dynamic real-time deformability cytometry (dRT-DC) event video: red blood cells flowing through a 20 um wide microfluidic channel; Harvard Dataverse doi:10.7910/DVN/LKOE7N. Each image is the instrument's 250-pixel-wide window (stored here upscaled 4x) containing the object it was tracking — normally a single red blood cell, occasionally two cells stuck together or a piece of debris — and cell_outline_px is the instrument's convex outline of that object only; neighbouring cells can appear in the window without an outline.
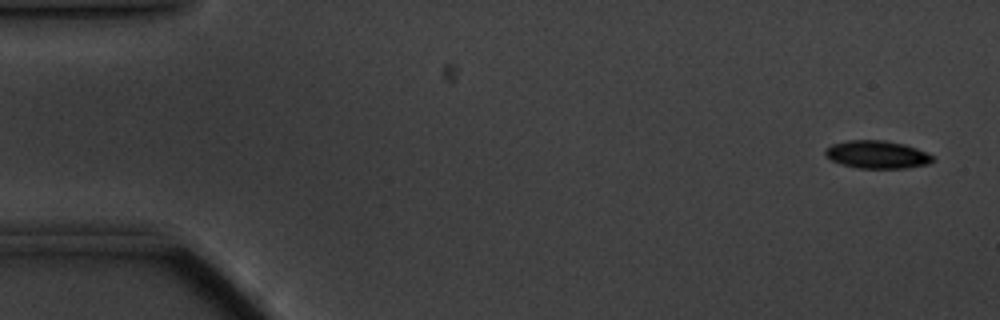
{"species": "common noctule bat (a hibernating species)", "species_latin": "Nyctalus noctula", "temperature_condition": "cold", "stored_images_in_passage": 18, "camera_frame_rate_fps": 3000, "um_per_image_px": 0.085, "animal": {"sex": "male", "body_mass_g": 20.1, "forearm_length_mm": 53.5}, "frame": {"image": 1, "passage_image": 3, "time_ms": 0.667, "image_size_px": [1000, 320], "cell_outline_px": [[936, 160], [928, 164], [904, 168], [856, 168], [832, 160], [824, 152], [832, 144], [848, 140], [884, 140], [904, 144], [928, 152]], "centroid_in_image_um": [74.6, 13.13], "position_along_channel_um": 10.4, "area_um2": 17.28}}
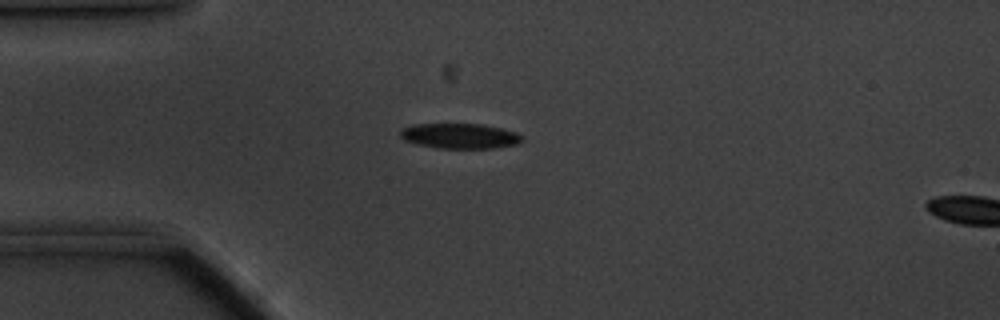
{"frame": {"image": 2, "passage_image": 15, "time_ms": 4.667, "image_size_px": [1000, 320], "cell_outline_px": [[524, 140], [516, 144], [492, 148], [436, 148], [416, 144], [404, 140], [400, 136], [400, 132], [404, 128], [412, 124], [480, 124], [500, 128], [516, 132], [524, 136]], "centroid_in_image_um": [39.09, 11.56], "position_along_channel_um": 45.9, "area_um2": 17.86}}